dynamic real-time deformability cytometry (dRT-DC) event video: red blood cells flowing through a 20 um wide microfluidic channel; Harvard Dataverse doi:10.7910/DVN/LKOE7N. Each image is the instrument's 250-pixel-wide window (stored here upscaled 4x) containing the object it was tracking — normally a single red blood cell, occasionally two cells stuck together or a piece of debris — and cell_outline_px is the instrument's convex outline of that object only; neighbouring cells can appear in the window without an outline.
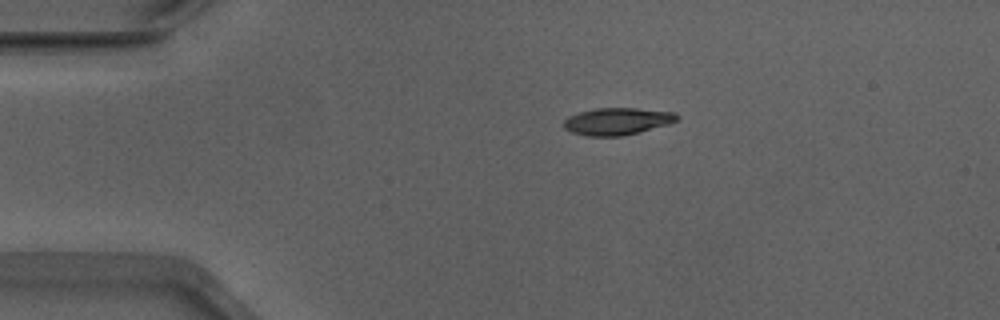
{"species": "Egyptian fruit bat (a non-hibernating species)", "species_latin": "Rousettus aegyptiacus", "temperature_condition": "warm", "stored_images_in_passage": 43, "camera_frame_rate_fps": 3000, "um_per_image_px": 0.085, "animal": {"sex": "male"}, "frame": {"image": 1, "passage_image": 1, "time_ms": 0.0, "image_size_px": [1000, 320], "cell_outline_px": [[680, 120], [668, 124], [640, 132], [624, 136], [588, 136], [572, 132], [564, 128], [564, 120], [568, 116], [580, 112], [596, 108], [636, 108], [676, 112], [680, 116]], "centroid_in_image_um": [52.51, 10.31], "position_along_channel_um": 32.5, "area_um2": 18.03}}
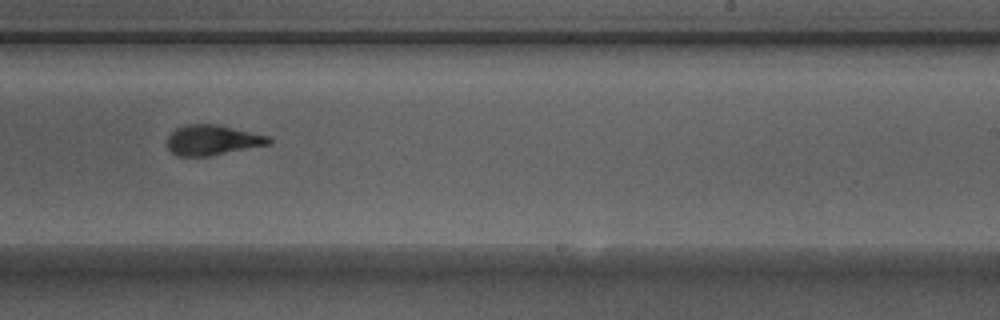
{"frame": {"image": 2, "passage_image": 23, "time_ms": 7.333, "image_size_px": [1000, 320], "cell_outline_px": [[272, 144], [212, 156], [176, 156], [168, 148], [168, 136], [176, 128], [184, 124], [216, 124], [268, 136], [272, 140]], "centroid_in_image_um": [18.07, 11.92], "position_along_channel_um": 270.9, "area_um2": 17.98}}
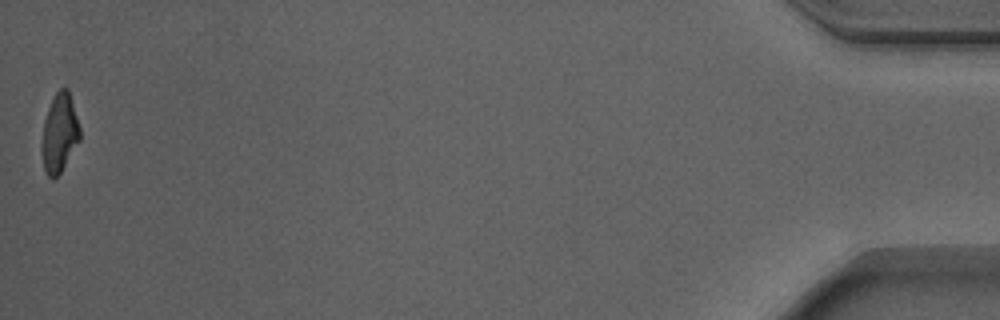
{"frame": {"image": 3, "passage_image": 43, "time_ms": 14.0, "image_size_px": [1000, 320], "cell_outline_px": [[80, 140], [60, 172], [52, 180], [44, 172], [40, 152], [40, 148], [44, 120], [48, 108], [56, 92], [60, 88], [68, 88], [80, 128]], "centroid_in_image_um": [5.02, 11.34], "position_along_channel_um": 430.2, "area_um2": 17.57}, "authors_computed_cell_mechanics": {"area_um2": 18.4382, "velocity_mm_per_s": 3.8913, "shape_relaxation_time_tau1_ms": 5.1144, "shape_relaxation_time_tau2_ms": 1.4251, "deformation_change_tau1": 0.2102, "deformation_change_tau2": 0.0961}}